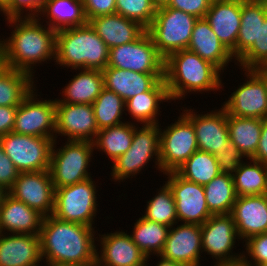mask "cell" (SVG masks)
Masks as SVG:
<instances>
[{
    "instance_id": "55",
    "label": "cell",
    "mask_w": 267,
    "mask_h": 266,
    "mask_svg": "<svg viewBox=\"0 0 267 266\" xmlns=\"http://www.w3.org/2000/svg\"><path fill=\"white\" fill-rule=\"evenodd\" d=\"M46 266H97V264L95 262V263H89V264H84V265H46Z\"/></svg>"
},
{
    "instance_id": "30",
    "label": "cell",
    "mask_w": 267,
    "mask_h": 266,
    "mask_svg": "<svg viewBox=\"0 0 267 266\" xmlns=\"http://www.w3.org/2000/svg\"><path fill=\"white\" fill-rule=\"evenodd\" d=\"M41 15L49 20L46 25L56 31L88 24L83 0H45L40 20L44 18Z\"/></svg>"
},
{
    "instance_id": "50",
    "label": "cell",
    "mask_w": 267,
    "mask_h": 266,
    "mask_svg": "<svg viewBox=\"0 0 267 266\" xmlns=\"http://www.w3.org/2000/svg\"><path fill=\"white\" fill-rule=\"evenodd\" d=\"M251 159L267 165V118L262 120L261 136L256 153Z\"/></svg>"
},
{
    "instance_id": "22",
    "label": "cell",
    "mask_w": 267,
    "mask_h": 266,
    "mask_svg": "<svg viewBox=\"0 0 267 266\" xmlns=\"http://www.w3.org/2000/svg\"><path fill=\"white\" fill-rule=\"evenodd\" d=\"M231 215L243 241L267 232V194L237 196Z\"/></svg>"
},
{
    "instance_id": "17",
    "label": "cell",
    "mask_w": 267,
    "mask_h": 266,
    "mask_svg": "<svg viewBox=\"0 0 267 266\" xmlns=\"http://www.w3.org/2000/svg\"><path fill=\"white\" fill-rule=\"evenodd\" d=\"M98 131L92 104L56 102L55 140L61 135L67 141L94 142Z\"/></svg>"
},
{
    "instance_id": "6",
    "label": "cell",
    "mask_w": 267,
    "mask_h": 266,
    "mask_svg": "<svg viewBox=\"0 0 267 266\" xmlns=\"http://www.w3.org/2000/svg\"><path fill=\"white\" fill-rule=\"evenodd\" d=\"M134 129L130 148L118 157L111 166L112 179L118 182L137 176L144 166L154 158L155 168H160V126L159 124L143 125ZM155 156V157H153ZM134 175V176H133ZM131 176V177H130Z\"/></svg>"
},
{
    "instance_id": "15",
    "label": "cell",
    "mask_w": 267,
    "mask_h": 266,
    "mask_svg": "<svg viewBox=\"0 0 267 266\" xmlns=\"http://www.w3.org/2000/svg\"><path fill=\"white\" fill-rule=\"evenodd\" d=\"M165 175L168 176L165 183L171 189L175 200L178 222L204 224L212 216L206 203L204 187L186 180L176 171Z\"/></svg>"
},
{
    "instance_id": "32",
    "label": "cell",
    "mask_w": 267,
    "mask_h": 266,
    "mask_svg": "<svg viewBox=\"0 0 267 266\" xmlns=\"http://www.w3.org/2000/svg\"><path fill=\"white\" fill-rule=\"evenodd\" d=\"M262 120L227 115L230 141L247 159L252 158L256 153L261 136Z\"/></svg>"
},
{
    "instance_id": "4",
    "label": "cell",
    "mask_w": 267,
    "mask_h": 266,
    "mask_svg": "<svg viewBox=\"0 0 267 266\" xmlns=\"http://www.w3.org/2000/svg\"><path fill=\"white\" fill-rule=\"evenodd\" d=\"M109 47L88 23L56 33L55 64L70 69H98L108 66Z\"/></svg>"
},
{
    "instance_id": "14",
    "label": "cell",
    "mask_w": 267,
    "mask_h": 266,
    "mask_svg": "<svg viewBox=\"0 0 267 266\" xmlns=\"http://www.w3.org/2000/svg\"><path fill=\"white\" fill-rule=\"evenodd\" d=\"M36 90L34 87L17 107L12 132L51 138L54 141L56 102L50 99L39 100Z\"/></svg>"
},
{
    "instance_id": "52",
    "label": "cell",
    "mask_w": 267,
    "mask_h": 266,
    "mask_svg": "<svg viewBox=\"0 0 267 266\" xmlns=\"http://www.w3.org/2000/svg\"><path fill=\"white\" fill-rule=\"evenodd\" d=\"M170 0H152V3L156 9L168 6Z\"/></svg>"
},
{
    "instance_id": "35",
    "label": "cell",
    "mask_w": 267,
    "mask_h": 266,
    "mask_svg": "<svg viewBox=\"0 0 267 266\" xmlns=\"http://www.w3.org/2000/svg\"><path fill=\"white\" fill-rule=\"evenodd\" d=\"M34 85L29 73L4 67L0 71V106H19Z\"/></svg>"
},
{
    "instance_id": "31",
    "label": "cell",
    "mask_w": 267,
    "mask_h": 266,
    "mask_svg": "<svg viewBox=\"0 0 267 266\" xmlns=\"http://www.w3.org/2000/svg\"><path fill=\"white\" fill-rule=\"evenodd\" d=\"M267 16L264 0H241V25L236 41V61L258 41L259 25Z\"/></svg>"
},
{
    "instance_id": "45",
    "label": "cell",
    "mask_w": 267,
    "mask_h": 266,
    "mask_svg": "<svg viewBox=\"0 0 267 266\" xmlns=\"http://www.w3.org/2000/svg\"><path fill=\"white\" fill-rule=\"evenodd\" d=\"M217 163L222 174L233 175L238 166L243 162L244 155L239 151L237 146L233 142L228 143V147L223 151H217L215 154Z\"/></svg>"
},
{
    "instance_id": "3",
    "label": "cell",
    "mask_w": 267,
    "mask_h": 266,
    "mask_svg": "<svg viewBox=\"0 0 267 266\" xmlns=\"http://www.w3.org/2000/svg\"><path fill=\"white\" fill-rule=\"evenodd\" d=\"M220 74L215 65L188 49L171 53L164 63V79L170 101L185 98L191 92L220 90L223 88Z\"/></svg>"
},
{
    "instance_id": "10",
    "label": "cell",
    "mask_w": 267,
    "mask_h": 266,
    "mask_svg": "<svg viewBox=\"0 0 267 266\" xmlns=\"http://www.w3.org/2000/svg\"><path fill=\"white\" fill-rule=\"evenodd\" d=\"M198 150L191 121L182 113L175 123L160 128V168L163 174L178 170Z\"/></svg>"
},
{
    "instance_id": "26",
    "label": "cell",
    "mask_w": 267,
    "mask_h": 266,
    "mask_svg": "<svg viewBox=\"0 0 267 266\" xmlns=\"http://www.w3.org/2000/svg\"><path fill=\"white\" fill-rule=\"evenodd\" d=\"M102 73L104 87L118 94L124 101L151 90L164 79V74L139 73L108 66L102 70Z\"/></svg>"
},
{
    "instance_id": "59",
    "label": "cell",
    "mask_w": 267,
    "mask_h": 266,
    "mask_svg": "<svg viewBox=\"0 0 267 266\" xmlns=\"http://www.w3.org/2000/svg\"><path fill=\"white\" fill-rule=\"evenodd\" d=\"M5 66H4V64L1 62V60H0V71L4 68Z\"/></svg>"
},
{
    "instance_id": "28",
    "label": "cell",
    "mask_w": 267,
    "mask_h": 266,
    "mask_svg": "<svg viewBox=\"0 0 267 266\" xmlns=\"http://www.w3.org/2000/svg\"><path fill=\"white\" fill-rule=\"evenodd\" d=\"M79 72L63 88V99H55V102L93 104L104 88L102 70L80 69Z\"/></svg>"
},
{
    "instance_id": "8",
    "label": "cell",
    "mask_w": 267,
    "mask_h": 266,
    "mask_svg": "<svg viewBox=\"0 0 267 266\" xmlns=\"http://www.w3.org/2000/svg\"><path fill=\"white\" fill-rule=\"evenodd\" d=\"M92 177L73 185L55 189L53 216L93 227L97 213V189Z\"/></svg>"
},
{
    "instance_id": "18",
    "label": "cell",
    "mask_w": 267,
    "mask_h": 266,
    "mask_svg": "<svg viewBox=\"0 0 267 266\" xmlns=\"http://www.w3.org/2000/svg\"><path fill=\"white\" fill-rule=\"evenodd\" d=\"M220 109L212 110L206 114H197L191 108H185L182 112L194 127L198 150L211 153L214 156L217 151H223L224 148H227L230 142L227 112L223 107Z\"/></svg>"
},
{
    "instance_id": "44",
    "label": "cell",
    "mask_w": 267,
    "mask_h": 266,
    "mask_svg": "<svg viewBox=\"0 0 267 266\" xmlns=\"http://www.w3.org/2000/svg\"><path fill=\"white\" fill-rule=\"evenodd\" d=\"M44 1L45 0H12L2 10V13L6 19L15 17H39ZM23 13L25 14L23 15Z\"/></svg>"
},
{
    "instance_id": "13",
    "label": "cell",
    "mask_w": 267,
    "mask_h": 266,
    "mask_svg": "<svg viewBox=\"0 0 267 266\" xmlns=\"http://www.w3.org/2000/svg\"><path fill=\"white\" fill-rule=\"evenodd\" d=\"M246 83L234 91L222 107L227 115L267 118V79L257 69H243Z\"/></svg>"
},
{
    "instance_id": "39",
    "label": "cell",
    "mask_w": 267,
    "mask_h": 266,
    "mask_svg": "<svg viewBox=\"0 0 267 266\" xmlns=\"http://www.w3.org/2000/svg\"><path fill=\"white\" fill-rule=\"evenodd\" d=\"M98 130L119 125L125 113V101L115 92L102 89L99 96L92 104ZM124 112V113H123Z\"/></svg>"
},
{
    "instance_id": "41",
    "label": "cell",
    "mask_w": 267,
    "mask_h": 266,
    "mask_svg": "<svg viewBox=\"0 0 267 266\" xmlns=\"http://www.w3.org/2000/svg\"><path fill=\"white\" fill-rule=\"evenodd\" d=\"M156 11L152 0H116L115 13L138 22L145 29L152 23Z\"/></svg>"
},
{
    "instance_id": "46",
    "label": "cell",
    "mask_w": 267,
    "mask_h": 266,
    "mask_svg": "<svg viewBox=\"0 0 267 266\" xmlns=\"http://www.w3.org/2000/svg\"><path fill=\"white\" fill-rule=\"evenodd\" d=\"M211 3V0H170L166 7L181 10L200 19L205 17Z\"/></svg>"
},
{
    "instance_id": "53",
    "label": "cell",
    "mask_w": 267,
    "mask_h": 266,
    "mask_svg": "<svg viewBox=\"0 0 267 266\" xmlns=\"http://www.w3.org/2000/svg\"><path fill=\"white\" fill-rule=\"evenodd\" d=\"M7 194H8V191L5 188H3L2 186H0V206L3 203Z\"/></svg>"
},
{
    "instance_id": "23",
    "label": "cell",
    "mask_w": 267,
    "mask_h": 266,
    "mask_svg": "<svg viewBox=\"0 0 267 266\" xmlns=\"http://www.w3.org/2000/svg\"><path fill=\"white\" fill-rule=\"evenodd\" d=\"M6 235L0 233V266L40 265L42 257L39 234L6 233Z\"/></svg>"
},
{
    "instance_id": "34",
    "label": "cell",
    "mask_w": 267,
    "mask_h": 266,
    "mask_svg": "<svg viewBox=\"0 0 267 266\" xmlns=\"http://www.w3.org/2000/svg\"><path fill=\"white\" fill-rule=\"evenodd\" d=\"M248 160L249 163L243 161L232 175L236 195L267 194V165L251 158Z\"/></svg>"
},
{
    "instance_id": "19",
    "label": "cell",
    "mask_w": 267,
    "mask_h": 266,
    "mask_svg": "<svg viewBox=\"0 0 267 266\" xmlns=\"http://www.w3.org/2000/svg\"><path fill=\"white\" fill-rule=\"evenodd\" d=\"M201 225L181 223L169 228L161 256L184 266H200Z\"/></svg>"
},
{
    "instance_id": "1",
    "label": "cell",
    "mask_w": 267,
    "mask_h": 266,
    "mask_svg": "<svg viewBox=\"0 0 267 266\" xmlns=\"http://www.w3.org/2000/svg\"><path fill=\"white\" fill-rule=\"evenodd\" d=\"M5 21L14 28L8 39H0V60L5 67L34 77V65L56 59V30L41 24L38 17L5 18Z\"/></svg>"
},
{
    "instance_id": "42",
    "label": "cell",
    "mask_w": 267,
    "mask_h": 266,
    "mask_svg": "<svg viewBox=\"0 0 267 266\" xmlns=\"http://www.w3.org/2000/svg\"><path fill=\"white\" fill-rule=\"evenodd\" d=\"M267 63V16L259 25L258 41L237 60L241 69H260Z\"/></svg>"
},
{
    "instance_id": "43",
    "label": "cell",
    "mask_w": 267,
    "mask_h": 266,
    "mask_svg": "<svg viewBox=\"0 0 267 266\" xmlns=\"http://www.w3.org/2000/svg\"><path fill=\"white\" fill-rule=\"evenodd\" d=\"M245 246L247 253H244L247 256L243 253L242 263L244 266H259L267 263V232L249 237L245 240Z\"/></svg>"
},
{
    "instance_id": "2",
    "label": "cell",
    "mask_w": 267,
    "mask_h": 266,
    "mask_svg": "<svg viewBox=\"0 0 267 266\" xmlns=\"http://www.w3.org/2000/svg\"><path fill=\"white\" fill-rule=\"evenodd\" d=\"M95 227L44 217L39 232L40 252L46 265H84L96 262Z\"/></svg>"
},
{
    "instance_id": "40",
    "label": "cell",
    "mask_w": 267,
    "mask_h": 266,
    "mask_svg": "<svg viewBox=\"0 0 267 266\" xmlns=\"http://www.w3.org/2000/svg\"><path fill=\"white\" fill-rule=\"evenodd\" d=\"M160 188L157 194L147 201L146 211L142 216L147 220L168 227L176 226L178 224V218L172 191L166 183Z\"/></svg>"
},
{
    "instance_id": "49",
    "label": "cell",
    "mask_w": 267,
    "mask_h": 266,
    "mask_svg": "<svg viewBox=\"0 0 267 266\" xmlns=\"http://www.w3.org/2000/svg\"><path fill=\"white\" fill-rule=\"evenodd\" d=\"M18 106H0V137L12 132Z\"/></svg>"
},
{
    "instance_id": "37",
    "label": "cell",
    "mask_w": 267,
    "mask_h": 266,
    "mask_svg": "<svg viewBox=\"0 0 267 266\" xmlns=\"http://www.w3.org/2000/svg\"><path fill=\"white\" fill-rule=\"evenodd\" d=\"M203 187L212 215L231 214L237 198L232 175L221 173Z\"/></svg>"
},
{
    "instance_id": "9",
    "label": "cell",
    "mask_w": 267,
    "mask_h": 266,
    "mask_svg": "<svg viewBox=\"0 0 267 266\" xmlns=\"http://www.w3.org/2000/svg\"><path fill=\"white\" fill-rule=\"evenodd\" d=\"M0 142L19 172L49 170L53 145L51 138L9 132L0 137Z\"/></svg>"
},
{
    "instance_id": "56",
    "label": "cell",
    "mask_w": 267,
    "mask_h": 266,
    "mask_svg": "<svg viewBox=\"0 0 267 266\" xmlns=\"http://www.w3.org/2000/svg\"><path fill=\"white\" fill-rule=\"evenodd\" d=\"M214 266H244L242 262L235 263V264H221V265H214Z\"/></svg>"
},
{
    "instance_id": "60",
    "label": "cell",
    "mask_w": 267,
    "mask_h": 266,
    "mask_svg": "<svg viewBox=\"0 0 267 266\" xmlns=\"http://www.w3.org/2000/svg\"><path fill=\"white\" fill-rule=\"evenodd\" d=\"M259 266H267V263L261 264V265H259Z\"/></svg>"
},
{
    "instance_id": "7",
    "label": "cell",
    "mask_w": 267,
    "mask_h": 266,
    "mask_svg": "<svg viewBox=\"0 0 267 266\" xmlns=\"http://www.w3.org/2000/svg\"><path fill=\"white\" fill-rule=\"evenodd\" d=\"M53 141L49 172L53 186L61 188L84 181L91 177L88 170L94 152V143L90 141H67L57 149Z\"/></svg>"
},
{
    "instance_id": "12",
    "label": "cell",
    "mask_w": 267,
    "mask_h": 266,
    "mask_svg": "<svg viewBox=\"0 0 267 266\" xmlns=\"http://www.w3.org/2000/svg\"><path fill=\"white\" fill-rule=\"evenodd\" d=\"M239 236L231 214L212 215L201 225L202 251L215 258V264H235L242 262L243 252L233 254Z\"/></svg>"
},
{
    "instance_id": "54",
    "label": "cell",
    "mask_w": 267,
    "mask_h": 266,
    "mask_svg": "<svg viewBox=\"0 0 267 266\" xmlns=\"http://www.w3.org/2000/svg\"><path fill=\"white\" fill-rule=\"evenodd\" d=\"M12 0H0V8L3 10Z\"/></svg>"
},
{
    "instance_id": "21",
    "label": "cell",
    "mask_w": 267,
    "mask_h": 266,
    "mask_svg": "<svg viewBox=\"0 0 267 266\" xmlns=\"http://www.w3.org/2000/svg\"><path fill=\"white\" fill-rule=\"evenodd\" d=\"M204 18L236 60V41L241 25V0L214 1Z\"/></svg>"
},
{
    "instance_id": "57",
    "label": "cell",
    "mask_w": 267,
    "mask_h": 266,
    "mask_svg": "<svg viewBox=\"0 0 267 266\" xmlns=\"http://www.w3.org/2000/svg\"><path fill=\"white\" fill-rule=\"evenodd\" d=\"M267 79V70H258Z\"/></svg>"
},
{
    "instance_id": "27",
    "label": "cell",
    "mask_w": 267,
    "mask_h": 266,
    "mask_svg": "<svg viewBox=\"0 0 267 266\" xmlns=\"http://www.w3.org/2000/svg\"><path fill=\"white\" fill-rule=\"evenodd\" d=\"M88 23L109 49L136 40L146 30L138 22L117 13L92 18Z\"/></svg>"
},
{
    "instance_id": "48",
    "label": "cell",
    "mask_w": 267,
    "mask_h": 266,
    "mask_svg": "<svg viewBox=\"0 0 267 266\" xmlns=\"http://www.w3.org/2000/svg\"><path fill=\"white\" fill-rule=\"evenodd\" d=\"M86 18H92L114 14L116 12V0H83Z\"/></svg>"
},
{
    "instance_id": "11",
    "label": "cell",
    "mask_w": 267,
    "mask_h": 266,
    "mask_svg": "<svg viewBox=\"0 0 267 266\" xmlns=\"http://www.w3.org/2000/svg\"><path fill=\"white\" fill-rule=\"evenodd\" d=\"M165 59L145 30L136 40L109 49L108 67L139 73L164 74Z\"/></svg>"
},
{
    "instance_id": "47",
    "label": "cell",
    "mask_w": 267,
    "mask_h": 266,
    "mask_svg": "<svg viewBox=\"0 0 267 266\" xmlns=\"http://www.w3.org/2000/svg\"><path fill=\"white\" fill-rule=\"evenodd\" d=\"M19 171L5 154L0 142V186L9 191L17 179Z\"/></svg>"
},
{
    "instance_id": "24",
    "label": "cell",
    "mask_w": 267,
    "mask_h": 266,
    "mask_svg": "<svg viewBox=\"0 0 267 266\" xmlns=\"http://www.w3.org/2000/svg\"><path fill=\"white\" fill-rule=\"evenodd\" d=\"M43 219L38 211L8 193L0 206V233L39 234Z\"/></svg>"
},
{
    "instance_id": "36",
    "label": "cell",
    "mask_w": 267,
    "mask_h": 266,
    "mask_svg": "<svg viewBox=\"0 0 267 266\" xmlns=\"http://www.w3.org/2000/svg\"><path fill=\"white\" fill-rule=\"evenodd\" d=\"M168 226L147 220L143 216L134 223L131 233L132 241L140 248L147 258L150 255H160L163 251L167 235Z\"/></svg>"
},
{
    "instance_id": "5",
    "label": "cell",
    "mask_w": 267,
    "mask_h": 266,
    "mask_svg": "<svg viewBox=\"0 0 267 266\" xmlns=\"http://www.w3.org/2000/svg\"><path fill=\"white\" fill-rule=\"evenodd\" d=\"M197 17L171 7L157 9L146 29L158 53L166 59L171 53L187 49Z\"/></svg>"
},
{
    "instance_id": "25",
    "label": "cell",
    "mask_w": 267,
    "mask_h": 266,
    "mask_svg": "<svg viewBox=\"0 0 267 266\" xmlns=\"http://www.w3.org/2000/svg\"><path fill=\"white\" fill-rule=\"evenodd\" d=\"M187 49L211 62L221 72L226 70L225 67L228 66L229 62L233 60L236 62L232 53L218 39L205 18H200L195 22Z\"/></svg>"
},
{
    "instance_id": "20",
    "label": "cell",
    "mask_w": 267,
    "mask_h": 266,
    "mask_svg": "<svg viewBox=\"0 0 267 266\" xmlns=\"http://www.w3.org/2000/svg\"><path fill=\"white\" fill-rule=\"evenodd\" d=\"M101 236V237H100ZM100 238V239H99ZM100 251L96 249L97 266H146L149 260L124 231L99 234ZM101 252V253H100ZM100 254V255H99Z\"/></svg>"
},
{
    "instance_id": "38",
    "label": "cell",
    "mask_w": 267,
    "mask_h": 266,
    "mask_svg": "<svg viewBox=\"0 0 267 266\" xmlns=\"http://www.w3.org/2000/svg\"><path fill=\"white\" fill-rule=\"evenodd\" d=\"M176 172L186 180L202 186L221 174L215 156L201 150L194 152Z\"/></svg>"
},
{
    "instance_id": "51",
    "label": "cell",
    "mask_w": 267,
    "mask_h": 266,
    "mask_svg": "<svg viewBox=\"0 0 267 266\" xmlns=\"http://www.w3.org/2000/svg\"><path fill=\"white\" fill-rule=\"evenodd\" d=\"M158 257H160V261H157L158 263L156 266H184V265L176 263L172 260H168V259L162 257L161 255H158ZM146 266H148V265H146Z\"/></svg>"
},
{
    "instance_id": "58",
    "label": "cell",
    "mask_w": 267,
    "mask_h": 266,
    "mask_svg": "<svg viewBox=\"0 0 267 266\" xmlns=\"http://www.w3.org/2000/svg\"><path fill=\"white\" fill-rule=\"evenodd\" d=\"M257 70H267V63L260 69H257Z\"/></svg>"
},
{
    "instance_id": "16",
    "label": "cell",
    "mask_w": 267,
    "mask_h": 266,
    "mask_svg": "<svg viewBox=\"0 0 267 266\" xmlns=\"http://www.w3.org/2000/svg\"><path fill=\"white\" fill-rule=\"evenodd\" d=\"M8 193L44 217L53 214L55 206V187L49 170L19 172Z\"/></svg>"
},
{
    "instance_id": "29",
    "label": "cell",
    "mask_w": 267,
    "mask_h": 266,
    "mask_svg": "<svg viewBox=\"0 0 267 266\" xmlns=\"http://www.w3.org/2000/svg\"><path fill=\"white\" fill-rule=\"evenodd\" d=\"M168 100L170 102L166 82L162 79L151 90L126 100L125 111L142 125L159 124L157 117L161 113L160 103Z\"/></svg>"
},
{
    "instance_id": "33",
    "label": "cell",
    "mask_w": 267,
    "mask_h": 266,
    "mask_svg": "<svg viewBox=\"0 0 267 266\" xmlns=\"http://www.w3.org/2000/svg\"><path fill=\"white\" fill-rule=\"evenodd\" d=\"M131 121L107 127L98 131L94 140V149L104 152L112 162L124 154L131 146L134 129Z\"/></svg>"
}]
</instances>
